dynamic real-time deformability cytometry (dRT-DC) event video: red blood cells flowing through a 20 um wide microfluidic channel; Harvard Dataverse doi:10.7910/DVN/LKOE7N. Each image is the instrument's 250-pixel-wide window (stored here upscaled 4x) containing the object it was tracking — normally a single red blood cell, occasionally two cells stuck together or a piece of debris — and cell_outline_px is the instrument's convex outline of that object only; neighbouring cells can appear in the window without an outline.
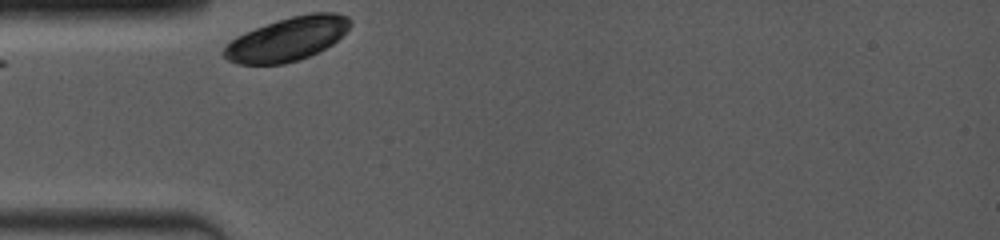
{"species": "common noctule bat (a hibernating species)", "species_latin": "Nyctalus noctula", "temperature_condition": "room temperature", "stored_images_in_passage": 10, "camera_frame_rate_fps": 4000, "um_per_image_px": 0.085, "animal": {"sex": "female", "body_mass_g": 19.0, "forearm_length_mm": 53.3}, "frame": {"image": 1, "passage_image": 1, "time_ms": 0.0, "image_size_px": [1000, 240], "cell_outline_px": [[352, 24], [332, 44], [300, 60], [284, 64], [236, 64], [228, 60], [220, 52], [236, 36], [244, 32], [292, 16], [312, 12], [336, 12], [348, 16], [352, 20]], "centroid_in_image_um": [24.42, 3.32], "position_along_channel_um": 60.6, "area_um2": 31.91}}